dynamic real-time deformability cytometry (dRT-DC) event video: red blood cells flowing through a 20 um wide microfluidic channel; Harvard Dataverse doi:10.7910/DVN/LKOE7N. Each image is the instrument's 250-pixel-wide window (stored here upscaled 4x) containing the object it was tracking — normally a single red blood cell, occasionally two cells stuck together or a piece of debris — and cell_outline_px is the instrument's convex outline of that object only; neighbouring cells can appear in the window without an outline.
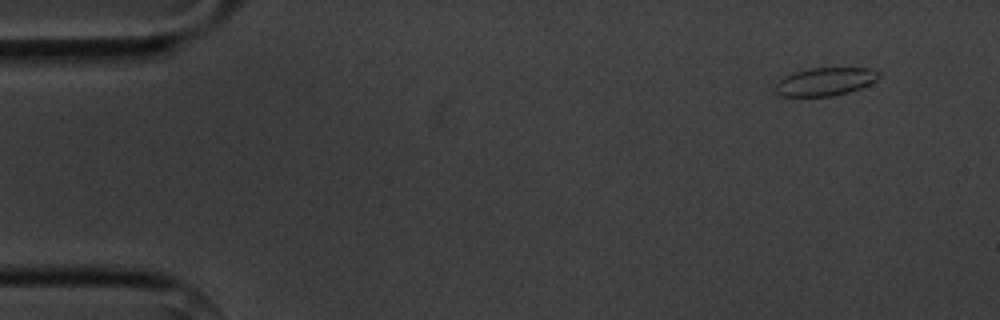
{"species": "common noctule bat (a hibernating species)", "species_latin": "Nyctalus noctula", "temperature_condition": "cold", "stored_images_in_passage": 4, "camera_frame_rate_fps": 3000, "um_per_image_px": 0.085, "animal": {"sex": "male", "body_mass_g": 20.1, "forearm_length_mm": 53.5}, "frame": {"image": 1, "passage_image": 1, "time_ms": 0.0, "image_size_px": [1000, 320], "cell_outline_px": [[880, 76], [876, 80], [860, 88], [848, 92], [832, 96], [780, 96], [772, 92], [776, 84], [784, 76], [796, 72], [812, 68], [872, 68], [880, 72]], "centroid_in_image_um": [70.12, 6.94], "position_along_channel_um": 14.9, "area_um2": 16.94}}
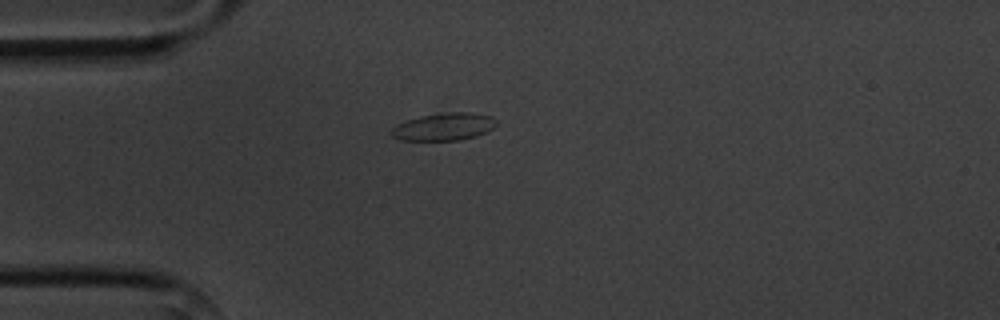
{"frame": {"image": 2, "passage_image": 4, "time_ms": 3.333, "image_size_px": [1000, 320], "cell_outline_px": [[496, 124], [492, 128], [476, 136], [460, 140], [400, 140], [392, 136], [392, 128], [396, 124], [420, 116], [448, 112], [472, 112], [492, 116], [496, 120]], "centroid_in_image_um": [37.74, 10.76], "position_along_channel_um": 47.3, "area_um2": 16.7}}